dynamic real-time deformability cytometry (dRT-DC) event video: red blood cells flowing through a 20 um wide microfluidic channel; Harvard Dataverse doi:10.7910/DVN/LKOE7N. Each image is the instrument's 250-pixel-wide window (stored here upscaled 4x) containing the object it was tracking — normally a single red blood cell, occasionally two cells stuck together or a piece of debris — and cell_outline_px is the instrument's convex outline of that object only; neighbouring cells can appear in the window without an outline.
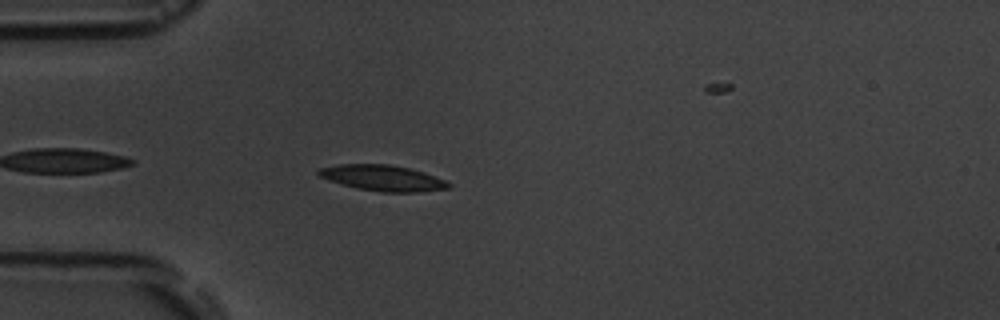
{"species": "common noctule bat (a hibernating species)", "species_latin": "Nyctalus noctula", "temperature_condition": "room temperature", "stored_images_in_passage": 3, "camera_frame_rate_fps": 3000, "um_per_image_px": 0.085, "animal": {"sex": "male", "body_mass_g": 19.5, "forearm_length_mm": 54.6}, "frame": {"image": 1, "passage_image": 1, "time_ms": 0.0, "image_size_px": [1000, 320], "cell_outline_px": [[452, 188], [420, 192], [380, 192], [356, 188], [340, 184], [316, 176], [316, 172], [320, 168], [340, 164], [388, 164], [408, 168], [424, 172], [444, 180], [452, 184]], "centroid_in_image_um": [32.51, 15.14], "position_along_channel_um": 52.5, "area_um2": 19.71}}
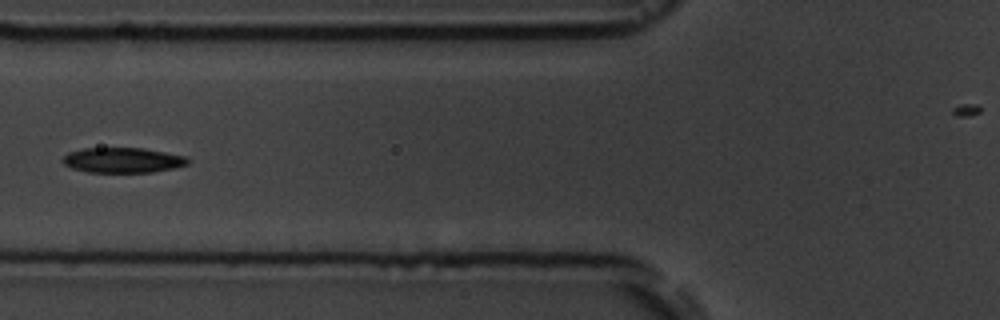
{"frame": {"image": 2, "passage_image": 3, "time_ms": 2.0, "image_size_px": [1000, 320], "cell_outline_px": [[192, 160], [188, 164], [176, 168], [152, 172], [88, 172], [72, 168], [64, 164], [60, 160], [68, 152], [84, 148], [144, 148], [184, 156]], "centroid_in_image_um": [10.44, 13.61], "position_along_channel_um": 115.4, "area_um2": 18.44}}